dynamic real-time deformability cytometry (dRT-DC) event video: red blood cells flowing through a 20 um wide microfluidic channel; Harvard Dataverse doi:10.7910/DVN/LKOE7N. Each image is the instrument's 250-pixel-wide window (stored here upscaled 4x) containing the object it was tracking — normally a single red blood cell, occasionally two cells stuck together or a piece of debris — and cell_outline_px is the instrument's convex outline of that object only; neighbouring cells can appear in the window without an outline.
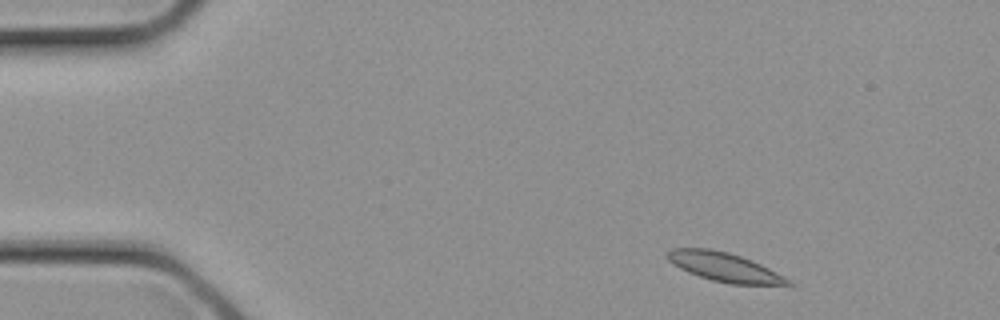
{"species": "common noctule bat (a hibernating species)", "species_latin": "Nyctalus noctula", "temperature_condition": "cold", "stored_images_in_passage": 2, "camera_frame_rate_fps": 3000, "um_per_image_px": 0.085, "animal": {"sex": "female", "body_mass_g": 21.9}, "frame": {"image": 1, "passage_image": 1, "time_ms": 0.0, "image_size_px": [1000, 320], "cell_outline_px": [[796, 284], [732, 284], [712, 280], [688, 272], [672, 264], [664, 256], [664, 252], [668, 248], [708, 248], [728, 252], [752, 260], [792, 280]], "centroid_in_image_um": [61.5, 22.67], "position_along_channel_um": 23.5, "area_um2": 20.35}}